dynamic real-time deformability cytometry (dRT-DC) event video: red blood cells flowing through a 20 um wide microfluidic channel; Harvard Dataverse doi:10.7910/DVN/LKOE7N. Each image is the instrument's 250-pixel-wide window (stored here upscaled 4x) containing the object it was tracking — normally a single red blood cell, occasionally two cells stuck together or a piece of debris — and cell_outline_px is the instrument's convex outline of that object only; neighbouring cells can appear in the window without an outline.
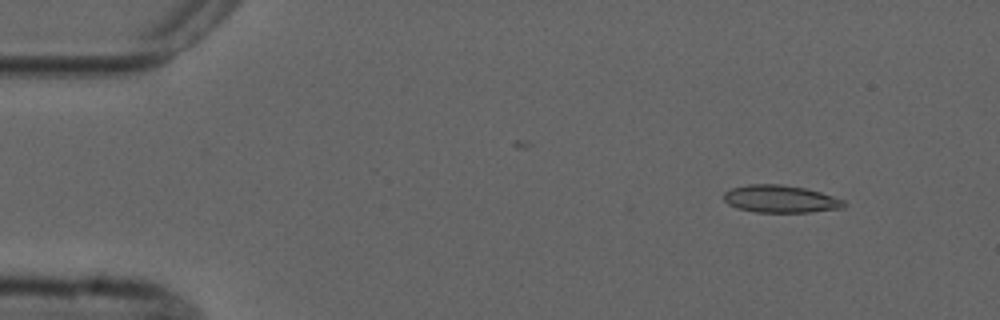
{"species": "common noctule bat (a hibernating species)", "species_latin": "Nyctalus noctula", "temperature_condition": "cold", "stored_images_in_passage": 5, "segment_of_instrument_passage": [1, 2], "camera_frame_rate_fps": 3000, "um_per_image_px": 0.085, "animal": {"sex": "male", "forearm_length_mm": 52.5}, "frame": {"image": 1, "passage_image": 1, "time_ms": 0.0, "image_size_px": [1000, 320], "cell_outline_px": [[848, 204], [844, 208], [812, 212], [756, 212], [736, 208], [728, 204], [724, 200], [724, 192], [732, 188], [748, 184], [780, 184], [804, 188], [820, 192], [844, 200]], "centroid_in_image_um": [66.35, 16.92], "position_along_channel_um": 18.6, "area_um2": 19.31}}
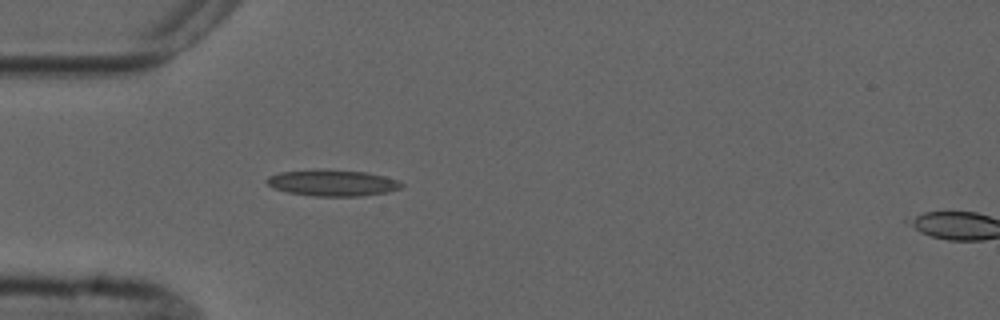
{"frame": {"image": 2, "passage_image": 4, "time_ms": 3.333, "image_size_px": [1000, 320], "cell_outline_px": [[404, 184], [400, 188], [388, 192], [360, 196], [316, 196], [288, 192], [272, 188], [264, 180], [268, 176], [280, 172], [364, 172], [384, 176], [396, 180]], "centroid_in_image_um": [28.27, 15.6], "position_along_channel_um": 56.7, "area_um2": 19.54}}